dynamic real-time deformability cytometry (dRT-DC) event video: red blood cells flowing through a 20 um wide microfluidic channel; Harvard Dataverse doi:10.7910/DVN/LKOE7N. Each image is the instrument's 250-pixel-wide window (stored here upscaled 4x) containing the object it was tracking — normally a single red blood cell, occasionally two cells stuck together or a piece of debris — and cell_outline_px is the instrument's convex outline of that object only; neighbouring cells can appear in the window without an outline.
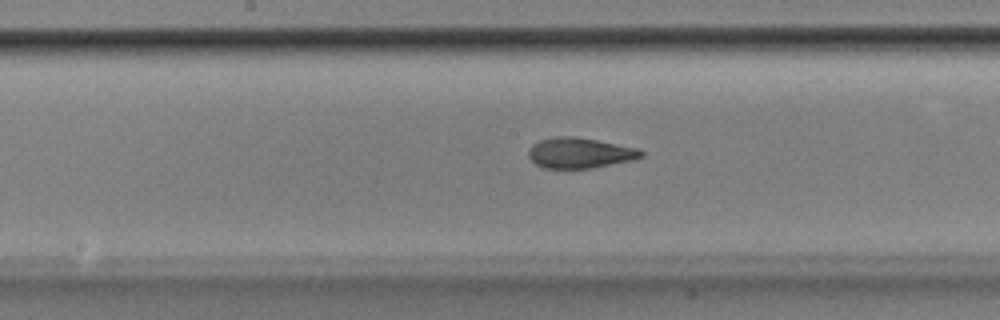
{"species": "Egyptian fruit bat (a non-hibernating species)", "species_latin": "Rousettus aegyptiacus", "temperature_condition": "room temperature", "stored_images_in_passage": 45, "camera_frame_rate_fps": 3000, "um_per_image_px": 0.085, "animal": {"sex": "male"}, "frame": {"image": 1, "passage_image": 26, "time_ms": 8.333, "image_size_px": [1000, 320], "cell_outline_px": [[644, 156], [632, 160], [592, 168], [544, 168], [536, 164], [528, 156], [528, 152], [532, 144], [540, 140], [556, 136], [576, 136], [640, 148], [644, 152]], "centroid_in_image_um": [49.31, 12.99], "position_along_channel_um": 198.9, "area_um2": 20.11}}
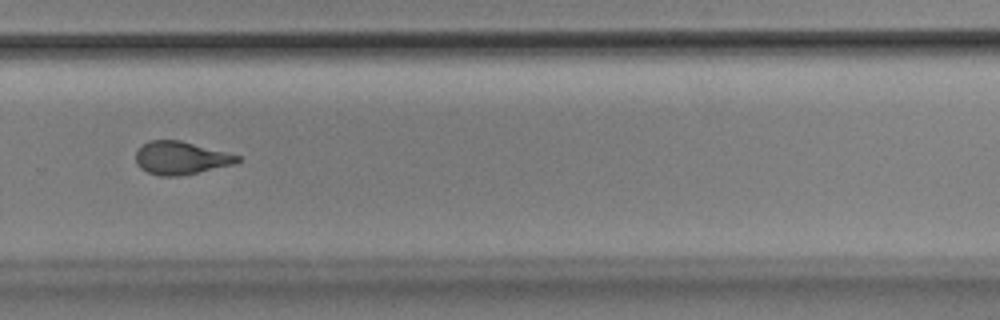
{"frame": {"image": 2, "passage_image": 35, "time_ms": 11.333, "image_size_px": [1000, 320], "cell_outline_px": [[240, 160], [236, 164], [180, 176], [160, 176], [148, 172], [140, 168], [136, 164], [136, 148], [148, 140], [180, 140], [240, 156]], "centroid_in_image_um": [15.33, 13.43], "position_along_channel_um": 314.5, "area_um2": 19.59}}
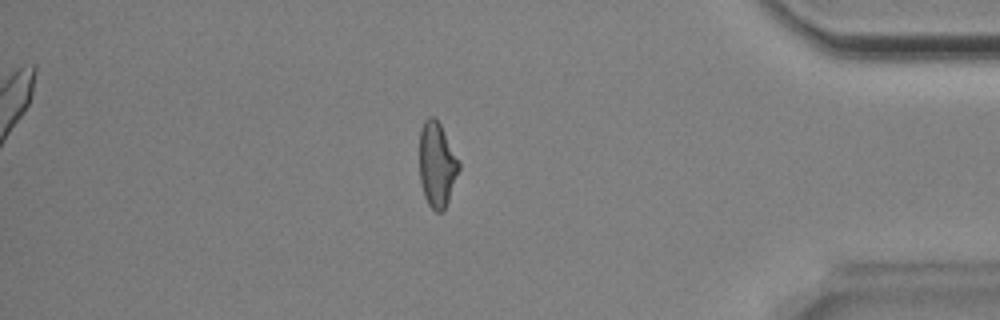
{"frame": {"image": 3, "passage_image": 44, "time_ms": 14.333, "image_size_px": [1000, 320], "cell_outline_px": [[460, 168], [448, 200], [444, 208], [440, 212], [436, 212], [428, 204], [424, 196], [420, 180], [420, 128], [424, 120], [428, 116], [432, 116], [440, 124], [460, 160]], "centroid_in_image_um": [37.14, 13.96], "position_along_channel_um": 398.1, "area_um2": 19.48}}